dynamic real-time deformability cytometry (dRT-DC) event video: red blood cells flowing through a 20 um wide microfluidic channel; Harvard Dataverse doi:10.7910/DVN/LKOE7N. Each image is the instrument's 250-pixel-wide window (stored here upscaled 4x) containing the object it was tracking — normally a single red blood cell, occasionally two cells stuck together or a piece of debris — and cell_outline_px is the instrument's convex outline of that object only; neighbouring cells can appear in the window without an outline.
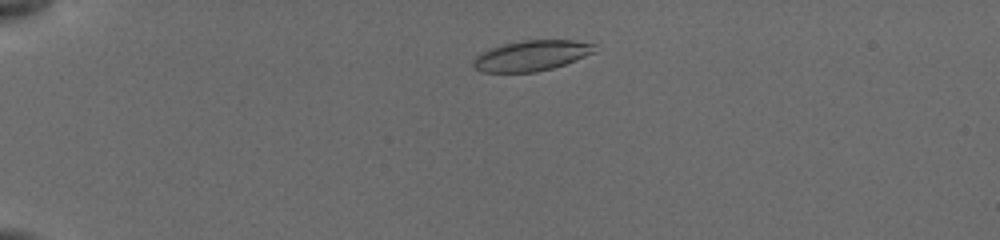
{"species": "common noctule bat (a hibernating species)", "species_latin": "Nyctalus noctula", "temperature_condition": "cold", "stored_images_in_passage": 18, "camera_frame_rate_fps": 3000, "um_per_image_px": 0.085, "animal": {"sex": "female", "body_mass_g": 19.5, "forearm_length_mm": 54.1}, "frame": {"image": 1, "passage_image": 10, "time_ms": 2.0, "image_size_px": [1000, 240], "cell_outline_px": [[600, 48], [596, 52], [576, 60], [552, 68], [536, 72], [480, 72], [472, 68], [472, 60], [480, 52], [504, 44], [524, 40], [576, 40], [596, 44]], "centroid_in_image_um": [45.2, 4.73], "position_along_channel_um": 39.8, "area_um2": 21.85}}